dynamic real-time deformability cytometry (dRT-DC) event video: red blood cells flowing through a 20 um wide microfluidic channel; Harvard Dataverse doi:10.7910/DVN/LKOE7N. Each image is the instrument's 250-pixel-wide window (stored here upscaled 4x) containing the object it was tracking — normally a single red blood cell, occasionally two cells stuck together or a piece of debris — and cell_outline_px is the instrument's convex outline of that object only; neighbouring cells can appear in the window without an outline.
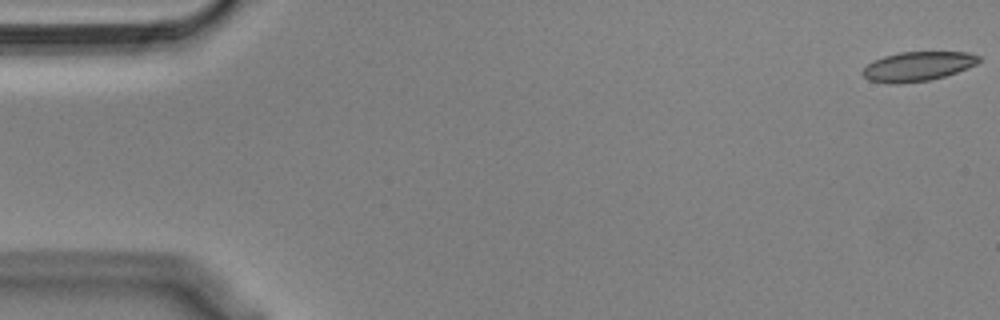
{"species": "Egyptian fruit bat (a non-hibernating species)", "species_latin": "Rousettus aegyptiacus", "temperature_condition": "cold", "stored_images_in_passage": 56, "camera_frame_rate_fps": 3000, "um_per_image_px": 0.085, "animal": {"sex": "male"}, "frame": {"image": 1, "passage_image": 1, "time_ms": 0.0, "image_size_px": [1000, 320], "cell_outline_px": [[980, 60], [976, 64], [956, 72], [944, 76], [928, 80], [896, 84], [888, 84], [868, 80], [860, 72], [872, 60], [884, 56], [900, 52], [968, 52], [980, 56]], "centroid_in_image_um": [77.96, 5.64], "position_along_channel_um": 7.0, "area_um2": 19.88}}
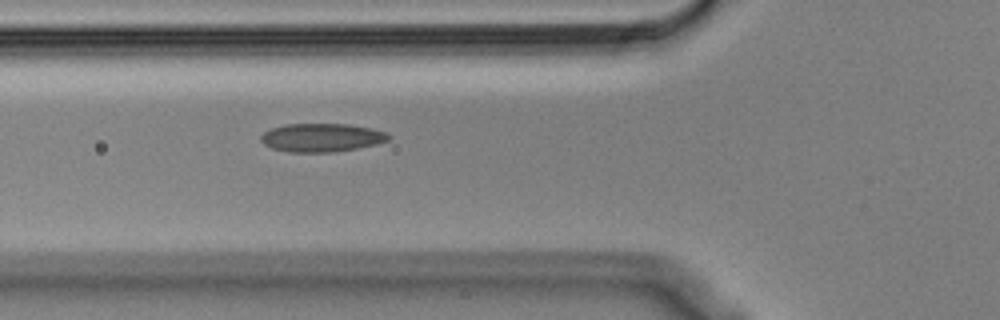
{"frame": {"image": 2, "passage_image": 20, "time_ms": 6.333, "image_size_px": [1000, 320], "cell_outline_px": [[392, 136], [388, 140], [376, 144], [356, 148], [332, 152], [288, 152], [272, 148], [264, 144], [260, 140], [260, 136], [264, 132], [272, 128], [284, 124], [348, 124], [372, 128], [384, 132]], "centroid_in_image_um": [27.32, 11.69], "position_along_channel_um": 98.5, "area_um2": 21.1}}
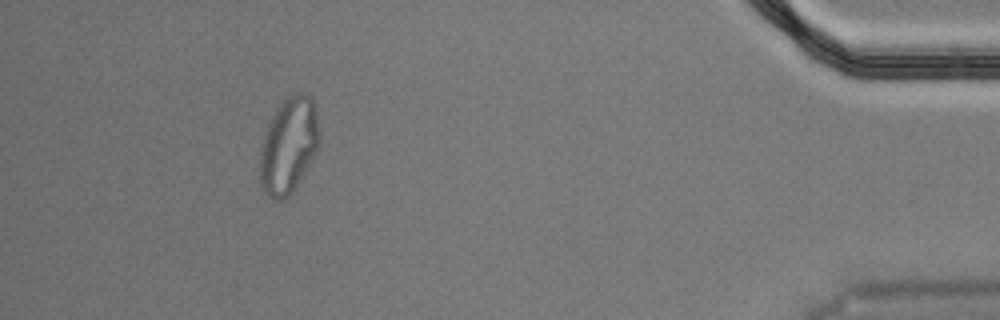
{"frame": {"image": 3, "passage_image": 51, "time_ms": 16.667, "image_size_px": [1000, 320], "cell_outline_px": [[320, 144], [312, 160], [300, 180], [292, 192], [288, 196], [280, 200], [272, 200], [264, 192], [260, 184], [260, 152], [264, 136], [268, 124], [276, 108], [288, 96], [296, 92], [304, 92], [316, 104], [320, 132]], "centroid_in_image_um": [24.56, 12.35], "position_along_channel_um": 410.6, "area_um2": 33.52}, "authors_computed_cell_mechanics": {"area_um2": 21.3571, "velocity_mm_per_s": 3.5925, "shape_relaxation_time_tau1_ms": null, "shape_relaxation_time_tau2_ms": 2.5927, "deformation_change_tau1": null, "deformation_change_tau2": 0.0853}}